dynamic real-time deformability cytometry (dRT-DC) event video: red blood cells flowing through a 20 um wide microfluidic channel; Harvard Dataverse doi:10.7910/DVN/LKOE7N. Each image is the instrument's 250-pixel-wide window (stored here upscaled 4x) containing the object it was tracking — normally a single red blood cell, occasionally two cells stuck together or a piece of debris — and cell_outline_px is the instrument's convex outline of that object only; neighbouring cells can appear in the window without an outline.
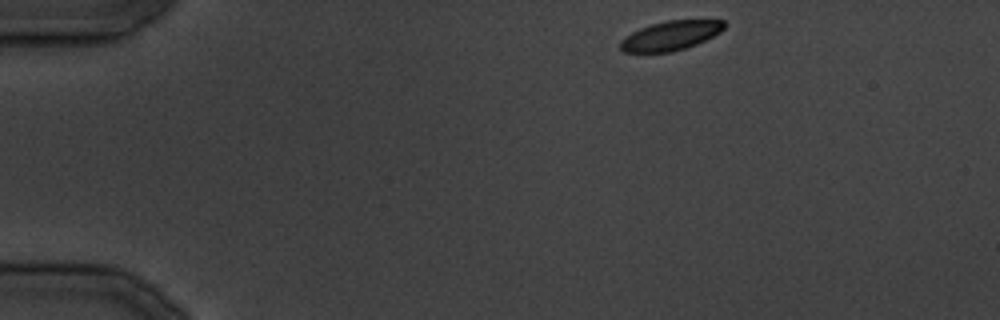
{"species": "common noctule bat (a hibernating species)", "species_latin": "Nyctalus noctula", "temperature_condition": "cold", "stored_images_in_passage": 24, "camera_frame_rate_fps": 3000, "um_per_image_px": 0.085, "animal": {"sex": "male", "body_mass_g": 19.5, "forearm_length_mm": 54.6}, "frame": {"image": 1, "passage_image": 1, "time_ms": 0.0, "image_size_px": [1000, 320], "cell_outline_px": [[724, 28], [720, 32], [696, 44], [672, 52], [624, 52], [620, 48], [620, 40], [632, 32], [640, 28], [652, 24], [668, 20], [724, 20]], "centroid_in_image_um": [56.98, 3.03], "position_along_channel_um": 28.0, "area_um2": 17.51}}